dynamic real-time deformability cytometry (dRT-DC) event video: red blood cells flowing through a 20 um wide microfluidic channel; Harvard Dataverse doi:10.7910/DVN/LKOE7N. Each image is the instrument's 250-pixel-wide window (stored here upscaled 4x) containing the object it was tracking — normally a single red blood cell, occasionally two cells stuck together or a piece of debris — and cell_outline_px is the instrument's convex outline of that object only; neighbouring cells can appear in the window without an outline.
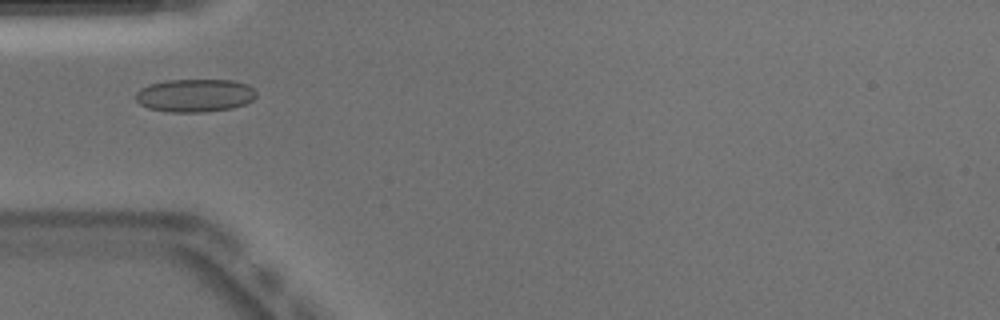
{"species": "Egyptian fruit bat (a non-hibernating species)", "species_latin": "Rousettus aegyptiacus", "temperature_condition": "warm", "stored_images_in_passage": 50, "camera_frame_rate_fps": 3000, "um_per_image_px": 0.085, "animal": {"sex": "male"}, "frame": {"image": 1, "passage_image": 15, "time_ms": 4.667, "image_size_px": [1000, 320], "cell_outline_px": [[256, 96], [252, 100], [244, 104], [232, 108], [204, 112], [168, 112], [148, 108], [140, 104], [136, 100], [136, 92], [140, 88], [152, 84], [168, 80], [232, 80], [248, 84], [256, 92]], "centroid_in_image_um": [16.57, 8.11], "position_along_channel_um": 68.4, "area_um2": 23.18}, "authors_computed_cell_mechanics": {"area_um2": 22.6865, "velocity_mm_per_s": 3.9267, "shape_relaxation_time_tau1_ms": 11.2806, "shape_relaxation_time_tau2_ms": null, "deformation_change_tau1": 0.1988, "deformation_change_tau2": null}}